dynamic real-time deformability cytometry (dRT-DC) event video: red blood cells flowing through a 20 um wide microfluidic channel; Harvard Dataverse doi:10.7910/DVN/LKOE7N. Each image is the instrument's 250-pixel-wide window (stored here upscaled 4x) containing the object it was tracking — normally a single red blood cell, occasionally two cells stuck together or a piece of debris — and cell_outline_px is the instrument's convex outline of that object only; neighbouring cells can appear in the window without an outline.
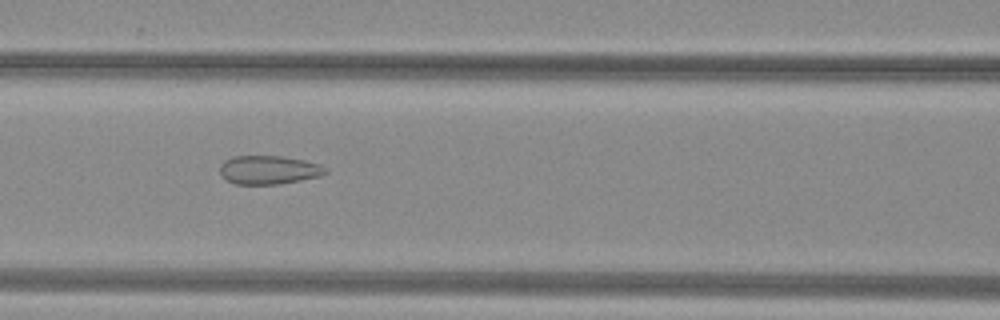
{"species": "common noctule bat (a hibernating species)", "species_latin": "Nyctalus noctula", "temperature_condition": "warm", "stored_images_in_passage": 35, "camera_frame_rate_fps": 3000, "um_per_image_px": 0.085, "animal": {"sex": "female", "body_mass_g": 29.2, "forearm_length_mm": 56.3}, "frame": {"image": 1, "passage_image": 14, "time_ms": 4.333, "image_size_px": [1000, 320], "cell_outline_px": [[328, 172], [320, 176], [280, 184], [236, 184], [228, 180], [220, 172], [220, 164], [224, 160], [232, 156], [284, 156], [304, 160], [320, 164], [328, 168]], "centroid_in_image_um": [22.87, 14.43], "position_along_channel_um": 143.7, "area_um2": 17.69}}
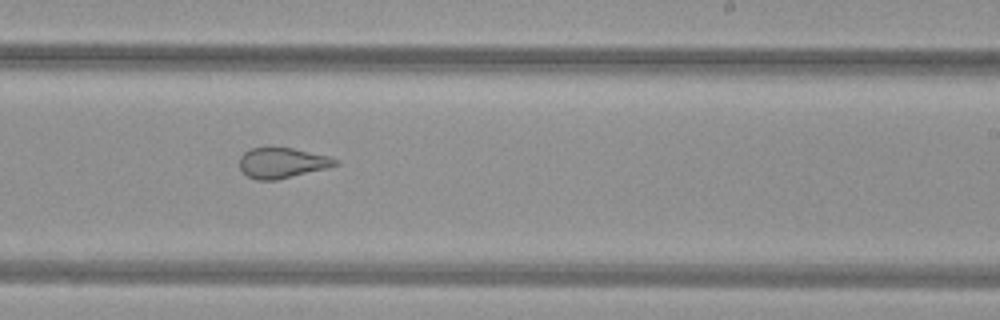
{"frame": {"image": 2, "passage_image": 23, "time_ms": 7.333, "image_size_px": [1000, 320], "cell_outline_px": [[340, 164], [328, 168], [276, 180], [256, 180], [248, 176], [240, 168], [240, 156], [244, 152], [252, 148], [292, 148], [328, 156], [340, 160]], "centroid_in_image_um": [24.01, 13.85], "position_along_channel_um": 265.0, "area_um2": 16.88}}
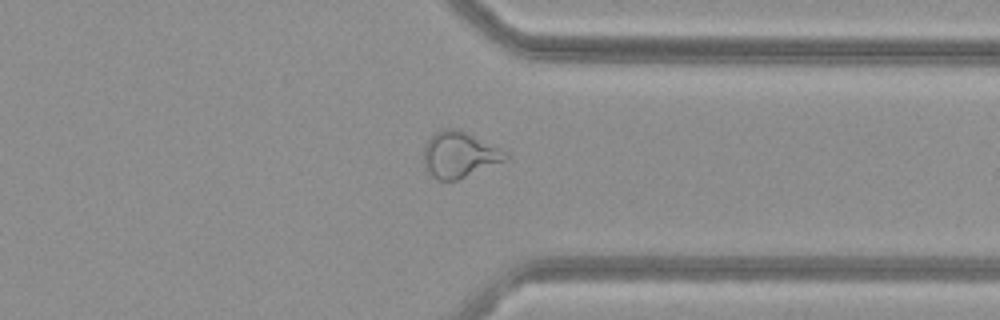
{"frame": {"image": 3, "passage_image": 31, "time_ms": 10.0, "image_size_px": [1000, 320], "cell_outline_px": [[512, 156], [504, 160], [456, 180], [440, 180], [424, 172], [424, 148], [428, 140], [440, 128], [456, 128], [508, 152]], "centroid_in_image_um": [39.0, 13.14], "position_along_channel_um": 372.4, "area_um2": 21.62}}